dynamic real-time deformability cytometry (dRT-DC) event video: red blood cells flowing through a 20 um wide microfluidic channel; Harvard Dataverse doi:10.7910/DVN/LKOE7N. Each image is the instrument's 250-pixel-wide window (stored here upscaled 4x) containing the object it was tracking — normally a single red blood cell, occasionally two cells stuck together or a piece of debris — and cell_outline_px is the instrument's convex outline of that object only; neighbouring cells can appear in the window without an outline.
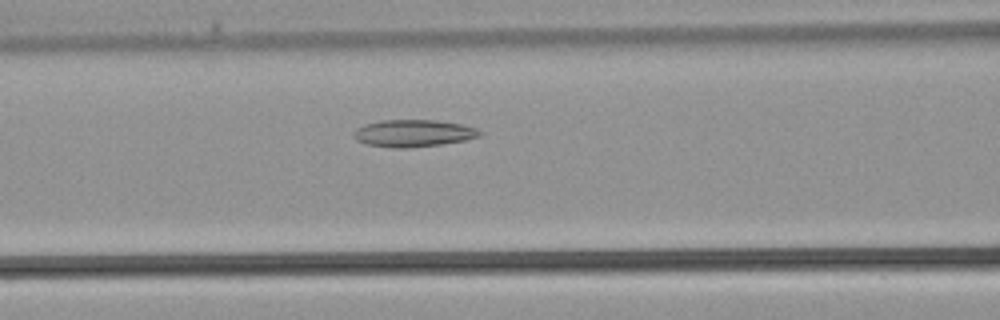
{"species": "common noctule bat (a hibernating species)", "species_latin": "Nyctalus noctula", "temperature_condition": "warm", "stored_images_in_passage": 26, "camera_frame_rate_fps": 3000, "um_per_image_px": 0.085, "animal": {"sex": "male", "body_mass_g": 21.5, "forearm_length_mm": 52.0}, "frame": {"image": 1, "passage_image": 8, "time_ms": 2.333, "image_size_px": [1000, 320], "cell_outline_px": [[484, 132], [480, 136], [464, 140], [440, 144], [408, 148], [392, 148], [368, 144], [356, 140], [352, 132], [356, 128], [364, 124], [380, 120], [436, 120], [460, 124], [476, 128]], "centroid_in_image_um": [35.11, 11.32], "position_along_channel_um": 131.5, "area_um2": 19.94}}
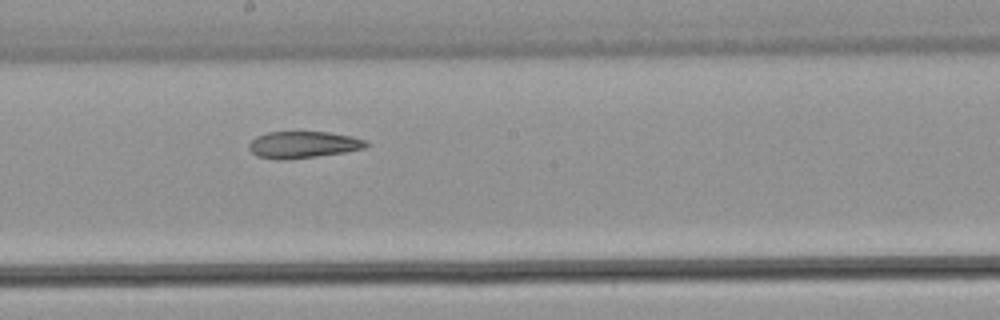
{"frame": {"image": 2, "passage_image": 13, "time_ms": 4.0, "image_size_px": [1000, 320], "cell_outline_px": [[368, 144], [364, 148], [344, 152], [316, 156], [284, 160], [276, 160], [256, 156], [248, 148], [248, 144], [256, 136], [268, 132], [328, 132], [352, 136], [364, 140]], "centroid_in_image_um": [25.71, 12.3], "position_along_channel_um": 222.5, "area_um2": 18.21}}
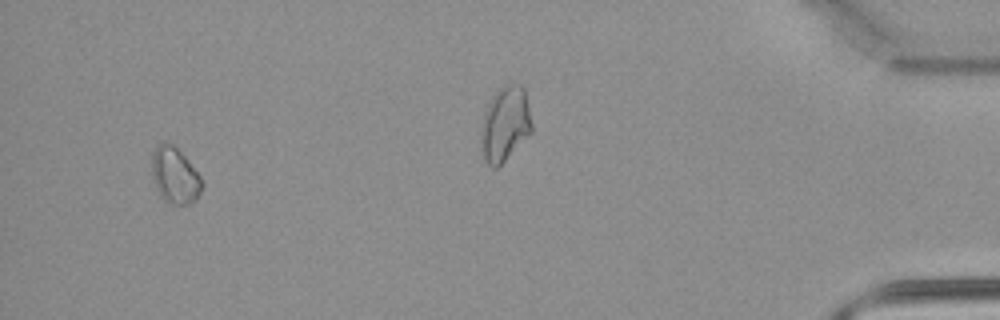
{"frame": {"image": 3, "passage_image": 24, "time_ms": 7.667, "image_size_px": [1000, 320], "cell_outline_px": [[204, 184], [196, 200], [188, 204], [172, 204], [164, 200], [160, 196], [156, 188], [152, 176], [152, 152], [156, 144], [172, 144], [184, 156], [200, 176]], "centroid_in_image_um": [14.85, 14.94], "position_along_channel_um": 420.3, "area_um2": 16.24}}